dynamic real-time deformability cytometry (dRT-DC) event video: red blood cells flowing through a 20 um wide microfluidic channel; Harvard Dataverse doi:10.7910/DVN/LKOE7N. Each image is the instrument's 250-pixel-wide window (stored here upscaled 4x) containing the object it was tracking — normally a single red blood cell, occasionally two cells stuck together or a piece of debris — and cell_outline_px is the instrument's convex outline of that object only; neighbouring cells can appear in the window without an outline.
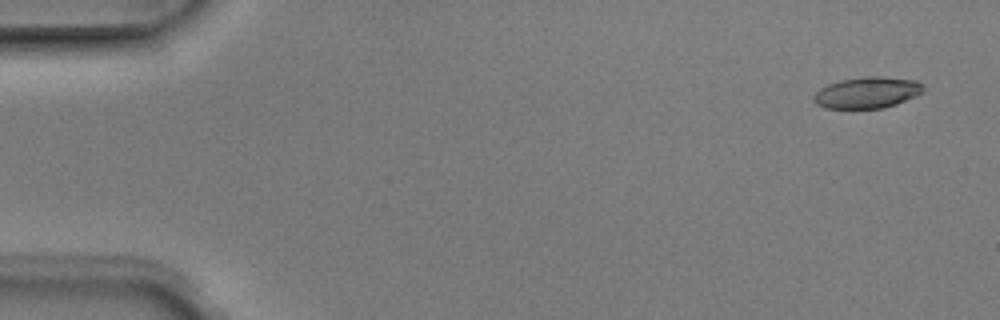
{"species": "Egyptian fruit bat (a non-hibernating species)", "species_latin": "Rousettus aegyptiacus", "temperature_condition": "room temperature", "stored_images_in_passage": 5, "camera_frame_rate_fps": 3000, "um_per_image_px": 0.085, "animal": {"sex": "male"}, "frame": {"image": 1, "passage_image": 1, "time_ms": 0.0, "image_size_px": [1000, 320], "cell_outline_px": [[924, 92], [916, 96], [896, 104], [880, 108], [824, 108], [816, 104], [812, 100], [812, 96], [820, 88], [828, 84], [840, 80], [864, 76], [876, 76], [916, 80], [924, 88]], "centroid_in_image_um": [73.68, 7.87], "position_along_channel_um": 11.3, "area_um2": 20.0}}
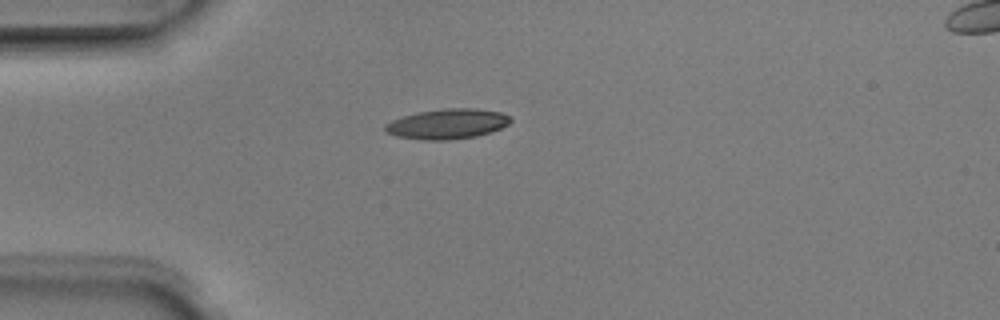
{"frame": {"image": 2, "passage_image": 4, "time_ms": 1.0, "image_size_px": [1000, 320], "cell_outline_px": [[512, 120], [508, 124], [500, 128], [476, 136], [448, 140], [424, 140], [396, 136], [388, 132], [384, 128], [384, 124], [392, 120], [416, 112], [448, 108], [476, 108], [500, 112], [512, 116]], "centroid_in_image_um": [38.03, 10.52], "position_along_channel_um": 47.0, "area_um2": 21.91}}